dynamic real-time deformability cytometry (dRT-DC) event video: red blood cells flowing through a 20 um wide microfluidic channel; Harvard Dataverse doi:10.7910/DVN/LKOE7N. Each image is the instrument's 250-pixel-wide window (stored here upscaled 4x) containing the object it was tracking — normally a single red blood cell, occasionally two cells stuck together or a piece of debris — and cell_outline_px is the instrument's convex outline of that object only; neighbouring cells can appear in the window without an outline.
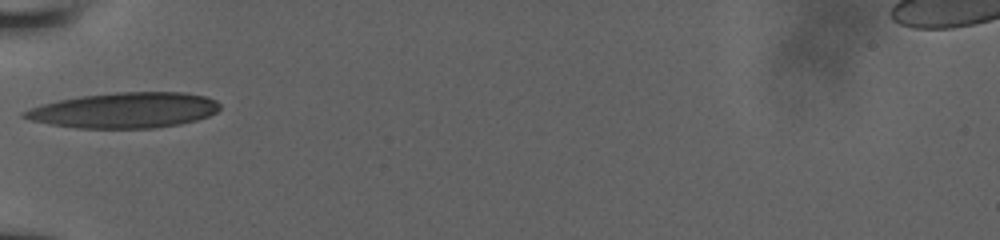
{"species": "human", "species_latin": "Homo sapiens", "temperature_condition": "room temperature", "stored_images_in_passage": 23, "camera_frame_rate_fps": 3000, "um_per_image_px": 0.085, "donor": {"sex": "male"}, "frame": {"image": 1, "passage_image": 1, "time_ms": 0.0, "image_size_px": [1000, 240], "cell_outline_px": [[220, 108], [216, 112], [208, 116], [196, 120], [180, 124], [152, 128], [76, 128], [52, 124], [32, 120], [20, 116], [24, 112], [40, 104], [80, 96], [116, 92], [184, 92], [204, 96], [216, 100], [220, 104]], "centroid_in_image_um": [10.61, 9.37], "position_along_channel_um": 74.4, "area_um2": 40.23}}
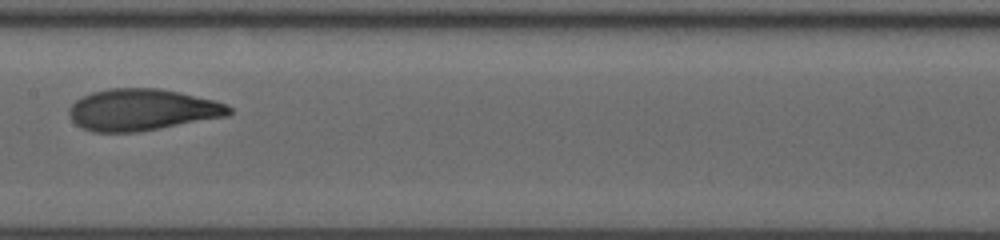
{"frame": {"image": 2, "passage_image": 8, "time_ms": 3.0, "image_size_px": [1000, 240], "cell_outline_px": [[232, 112], [228, 116], [160, 128], [136, 132], [92, 132], [80, 128], [68, 116], [68, 108], [76, 100], [92, 92], [108, 88], [160, 88], [180, 92], [228, 104], [232, 108]], "centroid_in_image_um": [12.05, 9.33], "position_along_channel_um": 195.3, "area_um2": 38.96}}
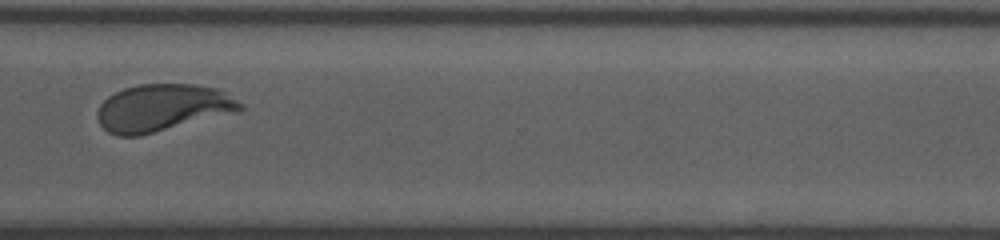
{"frame": {"image": 3, "passage_image": 18, "time_ms": 7.0, "image_size_px": [1000, 240], "cell_outline_px": [[244, 108], [140, 136], [116, 136], [108, 132], [100, 124], [96, 116], [96, 112], [100, 104], [108, 96], [124, 88], [140, 84], [196, 84], [216, 88], [224, 92], [244, 104]], "centroid_in_image_um": [13.72, 9.15], "position_along_channel_um": 356.9, "area_um2": 38.61}}